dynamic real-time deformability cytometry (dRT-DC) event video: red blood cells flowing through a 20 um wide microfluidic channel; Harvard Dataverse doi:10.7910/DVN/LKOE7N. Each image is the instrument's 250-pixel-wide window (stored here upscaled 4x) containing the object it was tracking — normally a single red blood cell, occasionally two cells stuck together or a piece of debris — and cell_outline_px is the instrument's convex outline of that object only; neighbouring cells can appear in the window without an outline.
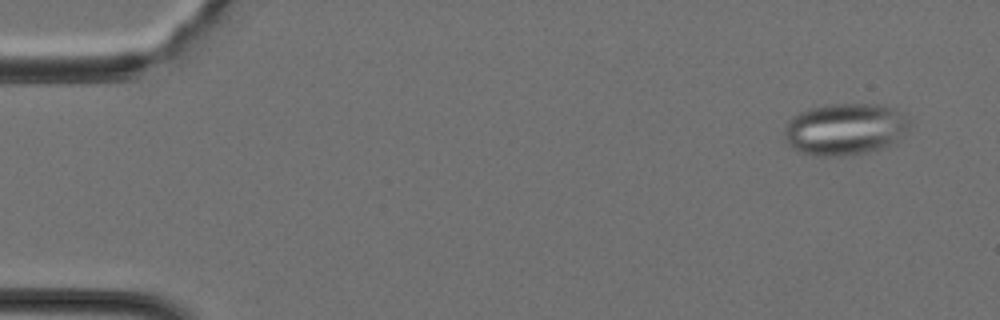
{"species": "Egyptian fruit bat (a non-hibernating species)", "species_latin": "Rousettus aegyptiacus", "temperature_condition": "cold", "stored_images_in_passage": 38, "segment_of_instrument_passage": [1, 2], "camera_frame_rate_fps": 3000, "um_per_image_px": 0.085, "animal": {"sex": "female"}, "frame": {"image": 1, "passage_image": 3, "time_ms": 0.667, "image_size_px": [1000, 320], "cell_outline_px": [[912, 120], [908, 128], [900, 140], [896, 144], [884, 148], [852, 156], [816, 156], [800, 152], [792, 148], [784, 140], [784, 132], [788, 120], [792, 116], [808, 108], [832, 104], [884, 104], [904, 112]], "centroid_in_image_um": [71.88, 10.98], "position_along_channel_um": 13.1, "area_um2": 38.84}}